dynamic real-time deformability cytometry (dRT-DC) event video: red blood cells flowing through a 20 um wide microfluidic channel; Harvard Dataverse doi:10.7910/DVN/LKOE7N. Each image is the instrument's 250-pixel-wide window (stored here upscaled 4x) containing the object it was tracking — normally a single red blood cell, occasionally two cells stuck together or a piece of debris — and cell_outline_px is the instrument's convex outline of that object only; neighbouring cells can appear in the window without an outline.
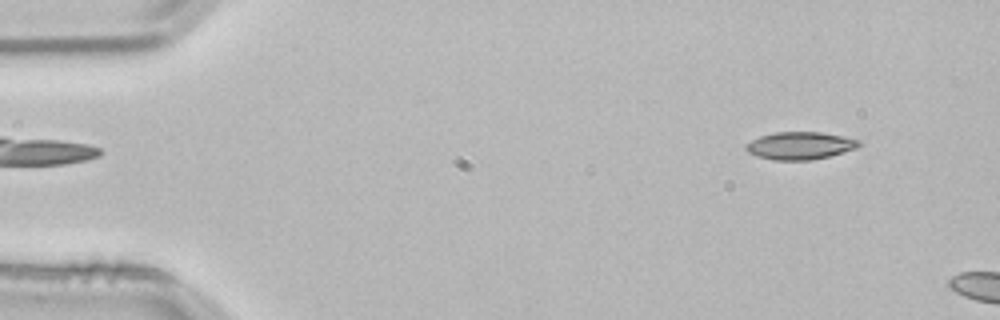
{"species": "common noctule bat (a hibernating species)", "species_latin": "Nyctalus noctula", "temperature_condition": "room temperature", "stored_images_in_passage": 3, "camera_frame_rate_fps": 3000, "um_per_image_px": 0.085, "animal": {"sex": "male", "body_mass_g": 21.5, "forearm_length_mm": 52.0}, "frame": {"image": 1, "passage_image": 3, "time_ms": 0.667, "image_size_px": [1000, 320], "cell_outline_px": [[860, 144], [856, 148], [828, 156], [812, 160], [772, 160], [756, 156], [748, 152], [744, 148], [744, 144], [760, 136], [776, 132], [820, 132], [844, 136], [860, 140]], "centroid_in_image_um": [67.96, 12.38], "position_along_channel_um": 17.0, "area_um2": 18.15}}